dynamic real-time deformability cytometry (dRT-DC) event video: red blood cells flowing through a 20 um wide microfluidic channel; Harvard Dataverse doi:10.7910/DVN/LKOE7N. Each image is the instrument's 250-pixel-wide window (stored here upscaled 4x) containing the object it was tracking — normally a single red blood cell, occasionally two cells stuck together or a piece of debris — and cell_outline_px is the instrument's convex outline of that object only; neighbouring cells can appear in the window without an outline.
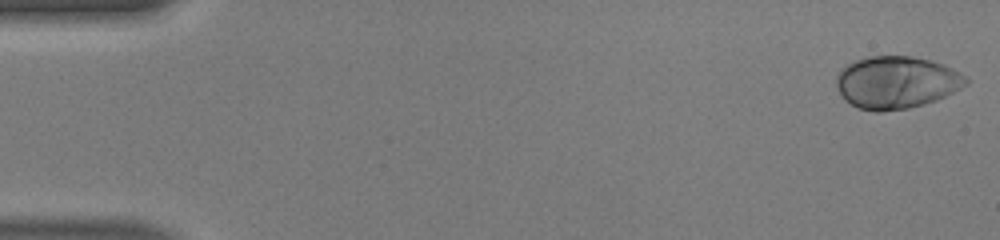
{"species": "human", "species_latin": "Homo sapiens", "temperature_condition": "warm", "stored_images_in_passage": 46, "camera_frame_rate_fps": 3000, "um_per_image_px": 0.085, "donor": {"sex": "male"}, "frame": {"image": 1, "passage_image": 1, "time_ms": 0.0, "image_size_px": [1000, 240], "cell_outline_px": [[968, 84], [936, 100], [908, 108], [880, 112], [876, 112], [860, 108], [844, 100], [840, 96], [836, 84], [836, 76], [840, 68], [856, 60], [872, 56], [912, 56], [944, 64], [960, 72], [968, 80]], "centroid_in_image_um": [76.16, 7.0], "position_along_channel_um": 8.8, "area_um2": 39.48}}
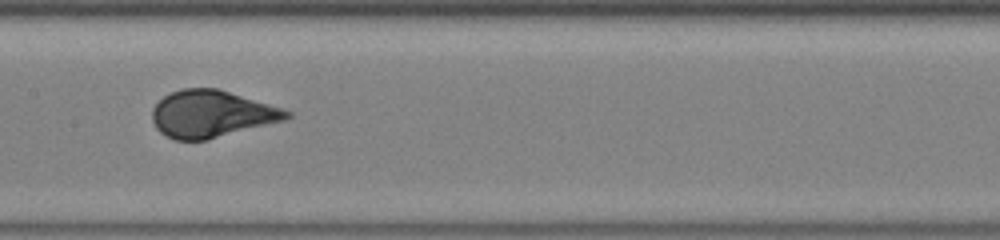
{"frame": {"image": 2, "passage_image": 25, "time_ms": 8.0, "image_size_px": [1000, 240], "cell_outline_px": [[292, 116], [284, 120], [208, 140], [176, 140], [160, 132], [156, 128], [152, 120], [152, 108], [164, 96], [172, 92], [184, 88], [216, 88], [280, 108], [292, 112]], "centroid_in_image_um": [17.95, 9.7], "position_along_channel_um": 189.5, "area_um2": 36.36}}
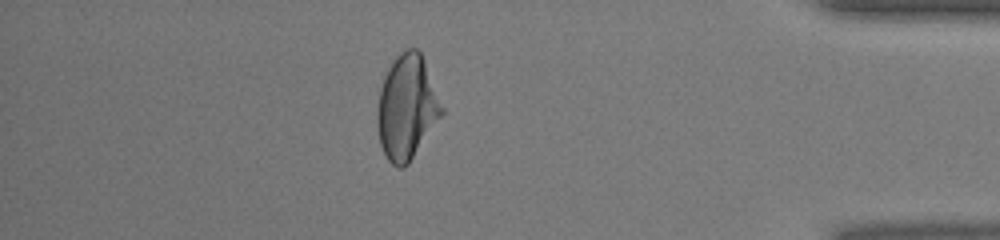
{"frame": {"image": 3, "passage_image": 43, "time_ms": 14.0, "image_size_px": [1000, 240], "cell_outline_px": [[444, 112], [408, 164], [404, 168], [396, 168], [388, 160], [380, 144], [376, 124], [376, 112], [380, 88], [384, 76], [388, 68], [396, 56], [400, 52], [408, 48], [416, 48], [420, 52], [424, 60], [444, 108]], "centroid_in_image_um": [34.56, 9.13], "position_along_channel_um": 400.6, "area_um2": 39.19}}